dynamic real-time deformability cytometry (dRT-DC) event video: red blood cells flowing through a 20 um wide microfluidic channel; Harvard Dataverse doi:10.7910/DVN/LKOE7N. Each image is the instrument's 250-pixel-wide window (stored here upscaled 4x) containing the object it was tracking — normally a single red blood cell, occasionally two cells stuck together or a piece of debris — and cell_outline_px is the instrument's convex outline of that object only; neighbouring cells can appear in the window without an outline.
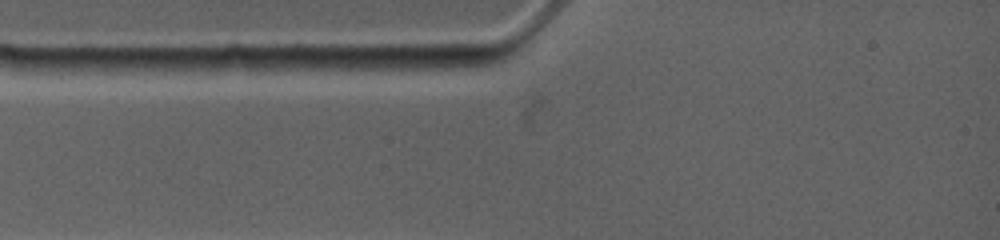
{"species": "common noctule bat (a hibernating species)", "species_latin": "Nyctalus noctula", "temperature_condition": "warm", "stored_images_in_passage": 2, "camera_frame_rate_fps": 4500, "um_per_image_px": 0.085, "animal": {"sex": "female", "body_mass_g": 19.0, "forearm_length_mm": 53.3}, "frame": {"image": 1, "passage_image": 1, "time_ms": 0.0, "image_size_px": [1000, 240], "cell_outline_px": [[184, 68], [156, 76], [80, 68], [72, 64], [72, 60], [80, 56], [92, 56], [172, 60]], "centroid_in_image_um": [10.82, 5.53], "position_along_channel_um": 74.2, "area_um2": 10.64}}